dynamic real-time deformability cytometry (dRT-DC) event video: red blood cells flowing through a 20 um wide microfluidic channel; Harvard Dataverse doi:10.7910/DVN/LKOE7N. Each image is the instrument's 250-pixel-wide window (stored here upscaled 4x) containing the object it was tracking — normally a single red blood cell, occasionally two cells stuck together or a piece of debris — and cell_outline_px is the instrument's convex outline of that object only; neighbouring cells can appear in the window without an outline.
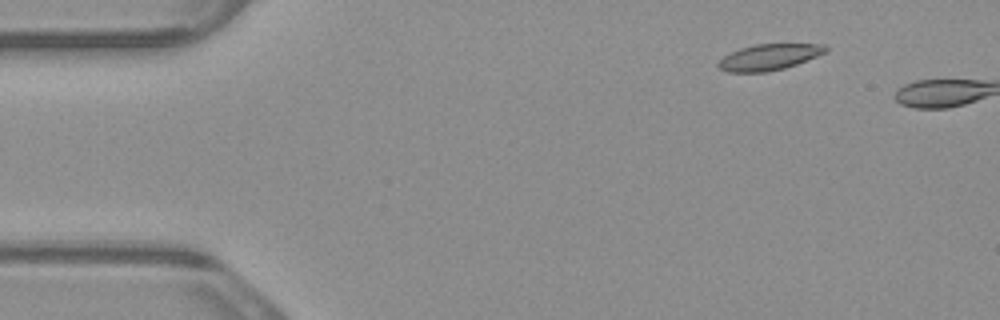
{"species": "common noctule bat (a hibernating species)", "species_latin": "Nyctalus noctula", "temperature_condition": "warm", "stored_images_in_passage": 3, "camera_frame_rate_fps": 3000, "um_per_image_px": 0.085, "animal": {"sex": "male", "body_mass_g": 23.1, "forearm_length_mm": 52.7}, "frame": {"image": 1, "passage_image": 2, "time_ms": 0.333, "image_size_px": [1000, 320], "cell_outline_px": [[828, 52], [796, 64], [784, 68], [764, 72], [728, 72], [720, 68], [716, 64], [724, 56], [740, 48], [756, 44], [824, 44], [828, 48]], "centroid_in_image_um": [65.39, 4.85], "position_along_channel_um": 19.6, "area_um2": 16.18}}